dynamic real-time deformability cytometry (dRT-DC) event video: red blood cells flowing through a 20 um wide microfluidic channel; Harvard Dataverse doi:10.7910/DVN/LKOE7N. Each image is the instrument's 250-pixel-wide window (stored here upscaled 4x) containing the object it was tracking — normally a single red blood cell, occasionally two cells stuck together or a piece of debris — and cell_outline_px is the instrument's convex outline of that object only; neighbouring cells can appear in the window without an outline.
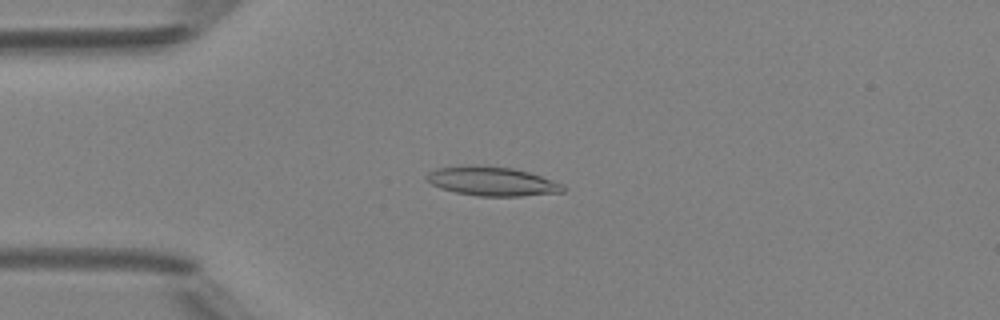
{"species": "Egyptian fruit bat (a non-hibernating species)", "species_latin": "Rousettus aegyptiacus", "temperature_condition": "room temperature", "stored_images_in_passage": 49, "camera_frame_rate_fps": 3000, "um_per_image_px": 0.085, "animal": {"sex": "female"}, "frame": {"image": 1, "passage_image": 13, "time_ms": 4.0, "image_size_px": [1000, 320], "cell_outline_px": [[564, 192], [524, 196], [476, 196], [456, 192], [440, 188], [432, 184], [424, 176], [428, 172], [436, 168], [464, 164], [512, 168], [528, 172], [564, 184]], "centroid_in_image_um": [41.79, 15.4], "position_along_channel_um": 43.2, "area_um2": 23.24}}
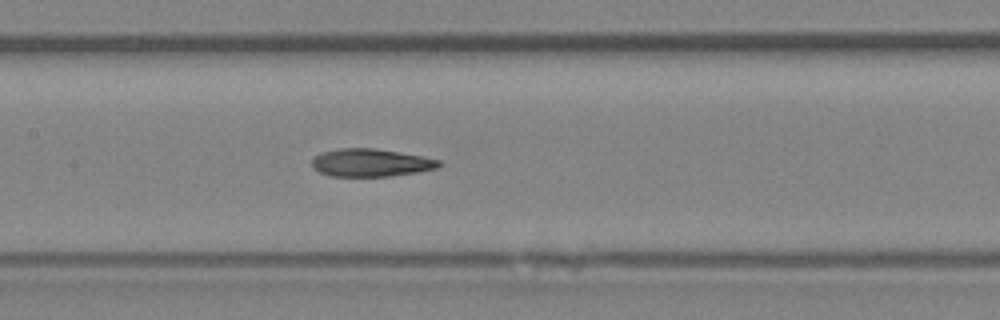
{"frame": {"image": 2, "passage_image": 24, "time_ms": 7.667, "image_size_px": [1000, 320], "cell_outline_px": [[444, 164], [436, 168], [416, 172], [388, 176], [332, 176], [320, 172], [312, 168], [312, 160], [320, 152], [336, 148], [376, 148], [400, 152], [440, 160]], "centroid_in_image_um": [31.5, 13.82], "position_along_channel_um": 175.9, "area_um2": 20.58}}
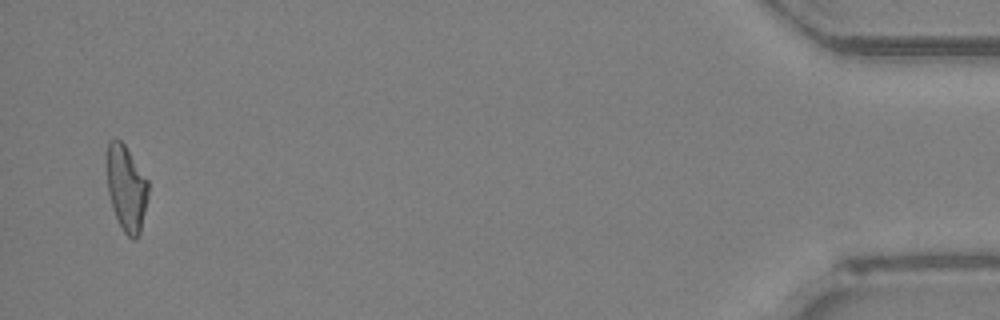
{"frame": {"image": 3, "passage_image": 48, "time_ms": 15.667, "image_size_px": [1000, 320], "cell_outline_px": [[148, 196], [140, 232], [136, 240], [132, 240], [124, 232], [112, 208], [108, 192], [104, 160], [108, 140], [120, 140], [124, 144], [148, 180]], "centroid_in_image_um": [10.7, 15.96], "position_along_channel_um": 424.5, "area_um2": 21.04}, "authors_computed_cell_mechanics": {"area_um2": 21.386, "velocity_mm_per_s": 4.2061, "shape_relaxation_time_tau1_ms": null, "shape_relaxation_time_tau2_ms": 3.2016, "deformation_change_tau1": null, "deformation_change_tau2": 0.1228}}